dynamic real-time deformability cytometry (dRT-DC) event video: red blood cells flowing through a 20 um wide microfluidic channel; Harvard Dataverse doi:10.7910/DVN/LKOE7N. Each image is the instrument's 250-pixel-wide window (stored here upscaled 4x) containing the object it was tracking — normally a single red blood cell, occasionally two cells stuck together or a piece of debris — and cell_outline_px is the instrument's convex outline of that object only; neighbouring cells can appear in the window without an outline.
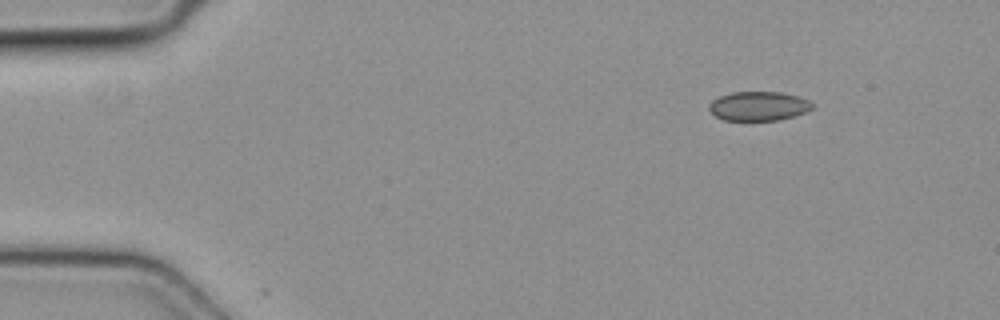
{"species": "common noctule bat (a hibernating species)", "species_latin": "Nyctalus noctula", "temperature_condition": "cold", "stored_images_in_passage": 3, "camera_frame_rate_fps": 3000, "um_per_image_px": 0.085, "animal": {"sex": "female", "body_mass_g": 19.3, "forearm_length_mm": 54.1}, "frame": {"image": 1, "passage_image": 1, "time_ms": 0.0, "image_size_px": [1000, 320], "cell_outline_px": [[816, 108], [780, 120], [724, 120], [716, 116], [708, 108], [708, 104], [712, 100], [720, 96], [732, 92], [780, 92], [796, 96], [808, 100], [816, 104]], "centroid_in_image_um": [64.5, 9.01], "position_along_channel_um": 20.5, "area_um2": 17.57}}